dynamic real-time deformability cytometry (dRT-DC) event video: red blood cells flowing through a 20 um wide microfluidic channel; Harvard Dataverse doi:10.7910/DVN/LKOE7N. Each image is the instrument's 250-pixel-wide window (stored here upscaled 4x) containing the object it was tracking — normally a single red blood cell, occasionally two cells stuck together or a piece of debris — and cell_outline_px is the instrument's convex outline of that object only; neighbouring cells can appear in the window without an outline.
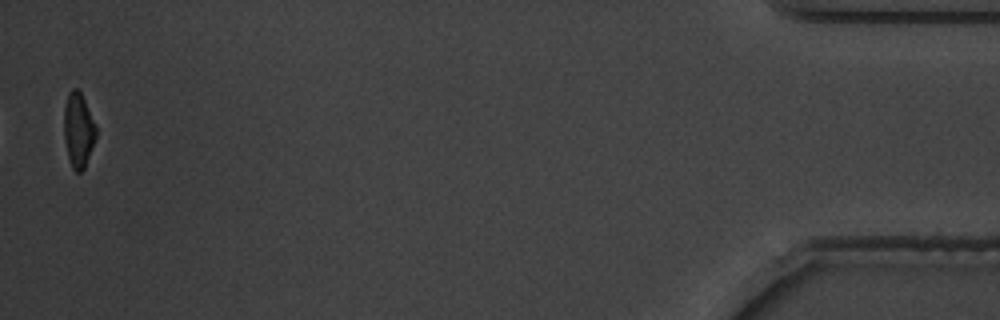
{"species": "common noctule bat (a hibernating species)", "species_latin": "Nyctalus noctula", "temperature_condition": "warm", "stored_images_in_passage": 17, "camera_frame_rate_fps": 3000, "um_per_image_px": 0.085, "animal": {"sex": "male", "body_mass_g": 19.5, "forearm_length_mm": 54.6}, "frame": {"image": 1, "passage_image": 17, "time_ms": 5.333, "image_size_px": [1000, 320], "cell_outline_px": [[96, 136], [84, 168], [80, 172], [76, 172], [72, 168], [68, 156], [64, 136], [64, 108], [68, 92], [72, 88], [76, 88], [80, 92], [96, 124]], "centroid_in_image_um": [6.65, 11.04], "position_along_channel_um": 428.5, "area_um2": 13.76}}